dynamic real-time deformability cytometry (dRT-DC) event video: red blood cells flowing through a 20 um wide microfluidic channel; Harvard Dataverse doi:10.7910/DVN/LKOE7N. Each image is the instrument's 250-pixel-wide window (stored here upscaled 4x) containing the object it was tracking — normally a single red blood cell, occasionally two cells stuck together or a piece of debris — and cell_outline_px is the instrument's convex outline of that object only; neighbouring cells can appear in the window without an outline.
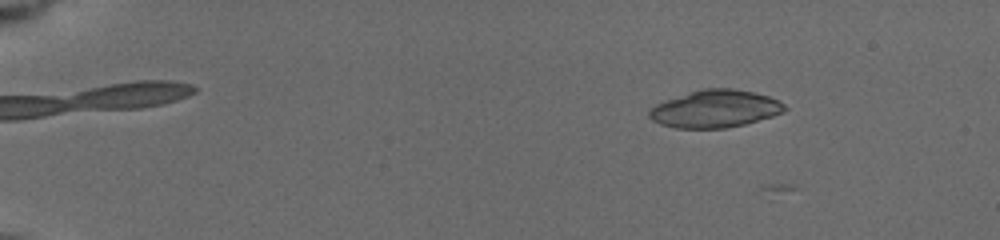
{"species": "common noctule bat (a hibernating species)", "species_latin": "Nyctalus noctula", "temperature_condition": "cold", "stored_images_in_passage": 7, "camera_frame_rate_fps": 3000, "um_per_image_px": 0.085, "animal": {"sex": "female", "body_mass_g": 19.5, "forearm_length_mm": 54.1}, "frame": {"image": 1, "passage_image": 3, "time_ms": 2.0, "image_size_px": [1000, 240], "cell_outline_px": [[788, 108], [784, 112], [772, 116], [744, 124], [724, 128], [676, 128], [660, 124], [652, 120], [648, 116], [648, 112], [656, 104], [704, 88], [732, 88], [756, 92], [768, 96], [784, 104]], "centroid_in_image_um": [60.81, 9.25], "position_along_channel_um": 24.2, "area_um2": 29.25}}